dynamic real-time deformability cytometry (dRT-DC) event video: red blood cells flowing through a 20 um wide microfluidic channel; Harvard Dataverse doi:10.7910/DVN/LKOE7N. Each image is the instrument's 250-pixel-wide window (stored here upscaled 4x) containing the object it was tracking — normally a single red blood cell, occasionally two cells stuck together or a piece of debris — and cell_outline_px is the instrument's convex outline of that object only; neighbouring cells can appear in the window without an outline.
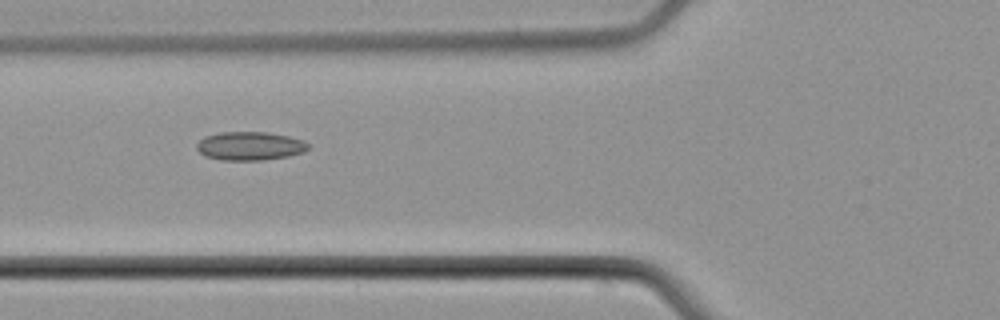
{"species": "common noctule bat (a hibernating species)", "species_latin": "Nyctalus noctula", "temperature_condition": "cold", "stored_images_in_passage": 3, "camera_frame_rate_fps": 3000, "um_per_image_px": 0.085, "animal": {"sex": "male", "body_mass_g": 21.5, "forearm_length_mm": 52.0}, "frame": {"image": 1, "passage_image": 2, "time_ms": 1.0, "image_size_px": [1000, 320], "cell_outline_px": [[312, 144], [304, 152], [288, 156], [264, 160], [220, 160], [204, 156], [196, 148], [196, 144], [204, 136], [220, 132], [268, 132], [288, 136], [304, 140]], "centroid_in_image_um": [21.25, 12.41], "position_along_channel_um": 104.5, "area_um2": 18.79}}
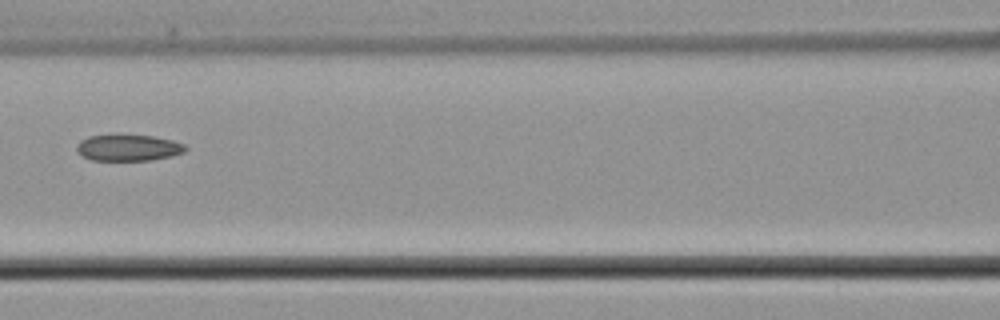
{"frame": {"image": 2, "passage_image": 3, "time_ms": 2.333, "image_size_px": [1000, 320], "cell_outline_px": [[188, 148], [184, 152], [172, 156], [152, 160], [92, 160], [80, 156], [76, 152], [76, 144], [80, 140], [88, 136], [152, 136], [172, 140], [184, 144]], "centroid_in_image_um": [10.88, 12.58], "position_along_channel_um": 155.7, "area_um2": 16.59}}